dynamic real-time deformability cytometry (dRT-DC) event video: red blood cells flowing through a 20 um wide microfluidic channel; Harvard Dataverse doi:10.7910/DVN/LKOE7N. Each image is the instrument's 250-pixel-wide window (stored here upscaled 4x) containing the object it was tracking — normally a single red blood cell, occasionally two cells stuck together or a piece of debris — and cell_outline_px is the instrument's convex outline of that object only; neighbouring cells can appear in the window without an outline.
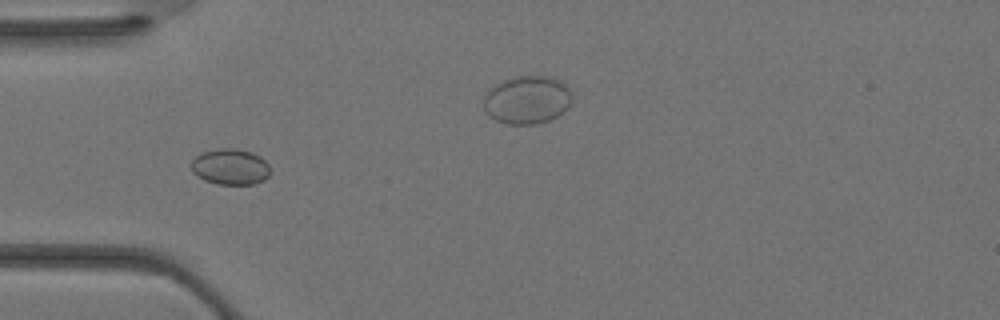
{"species": "Egyptian fruit bat (a non-hibernating species)", "species_latin": "Rousettus aegyptiacus", "temperature_condition": "warm", "stored_images_in_passage": 28, "camera_frame_rate_fps": 3000, "um_per_image_px": 0.085, "animal": {"sex": "female"}, "frame": {"image": 1, "passage_image": 2, "time_ms": 0.333, "image_size_px": [1000, 320], "cell_outline_px": [[268, 176], [264, 180], [252, 184], [216, 184], [204, 180], [196, 176], [192, 172], [192, 160], [196, 156], [204, 152], [220, 148], [232, 148], [252, 152], [260, 156], [268, 164]], "centroid_in_image_um": [19.56, 14.18], "position_along_channel_um": 65.4, "area_um2": 16.42}}
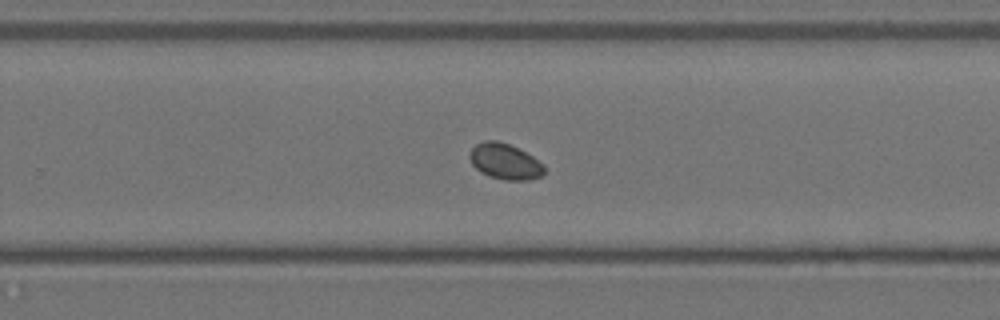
{"frame": {"image": 2, "passage_image": 14, "time_ms": 4.333, "image_size_px": [1000, 320], "cell_outline_px": [[544, 172], [540, 176], [528, 180], [504, 180], [488, 176], [480, 172], [472, 164], [468, 156], [472, 148], [476, 144], [484, 140], [496, 140], [508, 144], [532, 156], [544, 164]], "centroid_in_image_um": [42.89, 13.73], "position_along_channel_um": 286.9, "area_um2": 15.49}}
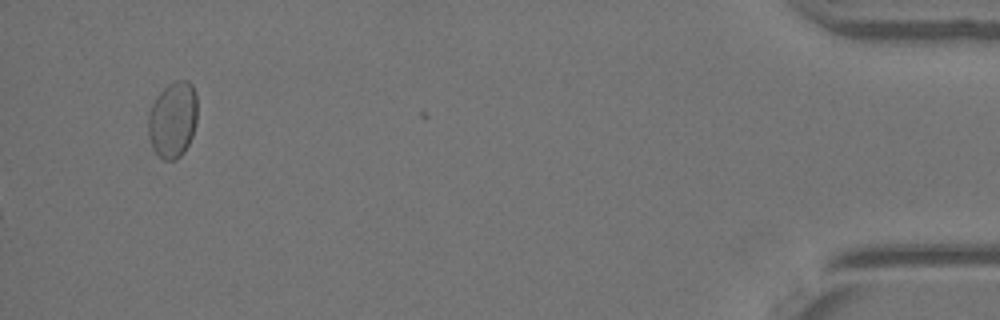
{"frame": {"image": 3, "passage_image": 28, "time_ms": 9.0, "image_size_px": [1000, 320], "cell_outline_px": [[196, 124], [192, 136], [184, 152], [176, 160], [164, 160], [152, 148], [148, 136], [148, 116], [152, 104], [156, 96], [168, 84], [176, 80], [188, 80], [192, 84], [196, 92]], "centroid_in_image_um": [14.68, 10.16], "position_along_channel_um": 420.5, "area_um2": 21.96}}